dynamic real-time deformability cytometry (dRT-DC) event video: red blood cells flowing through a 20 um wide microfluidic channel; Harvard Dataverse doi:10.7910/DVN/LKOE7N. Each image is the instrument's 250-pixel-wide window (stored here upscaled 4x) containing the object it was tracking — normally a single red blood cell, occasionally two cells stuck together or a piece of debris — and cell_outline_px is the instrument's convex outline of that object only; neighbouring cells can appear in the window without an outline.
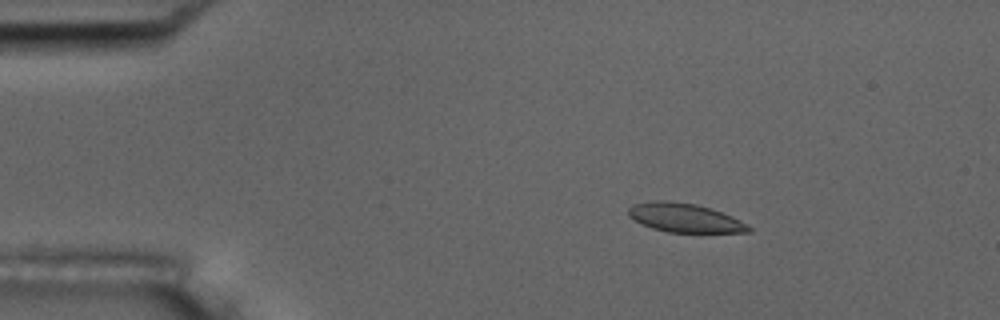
{"species": "common noctule bat (a hibernating species)", "species_latin": "Nyctalus noctula", "temperature_condition": "room temperature", "stored_images_in_passage": 54, "camera_frame_rate_fps": 3000, "um_per_image_px": 0.085, "animal": {"sex": "male", "body_mass_g": 17.5, "forearm_length_mm": 52.3}, "frame": {"image": 1, "passage_image": 8, "time_ms": 2.333, "image_size_px": [1000, 320], "cell_outline_px": [[752, 232], [668, 232], [652, 228], [640, 224], [628, 216], [628, 208], [632, 204], [656, 200], [668, 200], [696, 204], [732, 216], [752, 228]], "centroid_in_image_um": [58.14, 18.51], "position_along_channel_um": 26.9, "area_um2": 20.17}}
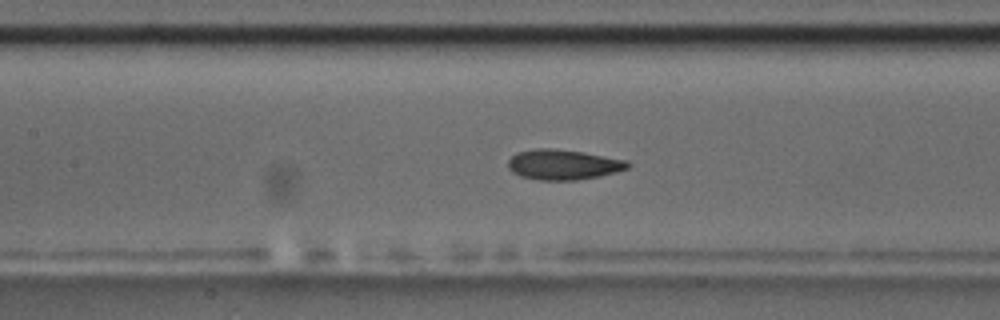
{"frame": {"image": 2, "passage_image": 24, "time_ms": 7.667, "image_size_px": [1000, 320], "cell_outline_px": [[632, 164], [628, 168], [616, 172], [600, 176], [576, 180], [536, 180], [520, 176], [512, 172], [508, 168], [508, 160], [516, 152], [536, 148], [552, 148], [584, 152], [628, 160]], "centroid_in_image_um": [47.88, 13.99], "position_along_channel_um": 159.5, "area_um2": 21.33}}
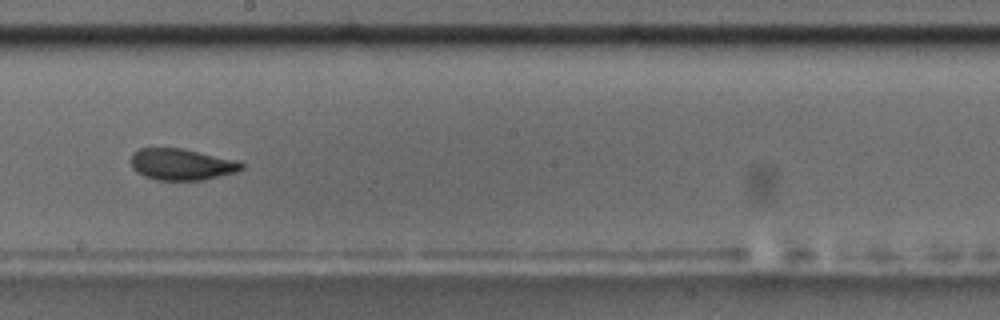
{"frame": {"image": 3, "passage_image": 30, "time_ms": 9.667, "image_size_px": [1000, 320], "cell_outline_px": [[244, 168], [236, 172], [204, 180], [156, 180], [144, 176], [136, 172], [132, 168], [132, 152], [140, 148], [180, 148], [232, 160], [244, 164]], "centroid_in_image_um": [15.38, 13.99], "position_along_channel_um": 232.8, "area_um2": 20.0}, "authors_computed_cell_mechanics": {"area_um2": 20.6924, "velocity_mm_per_s": 3.6953, "shape_relaxation_time_tau1_ms": 4.4583, "shape_relaxation_time_tau2_ms": 1.4872, "deformation_change_tau1": 0.1294, "deformation_change_tau2": 0.0679}}